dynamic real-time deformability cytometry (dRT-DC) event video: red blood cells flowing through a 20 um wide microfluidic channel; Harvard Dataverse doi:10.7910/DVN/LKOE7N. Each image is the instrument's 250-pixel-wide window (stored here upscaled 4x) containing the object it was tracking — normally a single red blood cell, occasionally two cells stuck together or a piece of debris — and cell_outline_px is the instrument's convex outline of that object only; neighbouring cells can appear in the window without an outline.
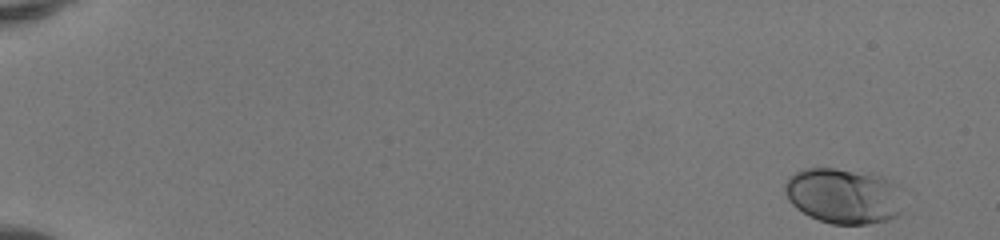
{"species": "human", "species_latin": "Homo sapiens", "temperature_condition": "room temperature", "stored_images_in_passage": 50, "camera_frame_rate_fps": 3000, "um_per_image_px": 0.085, "donor": {"sex": "female"}, "frame": {"image": 1, "passage_image": 1, "time_ms": 0.0, "image_size_px": [1000, 240], "cell_outline_px": [[904, 188], [900, 212], [896, 216], [888, 220], [868, 224], [832, 224], [808, 216], [796, 208], [788, 200], [784, 192], [784, 184], [788, 176], [804, 168], [836, 168], [884, 176], [900, 184]], "centroid_in_image_um": [71.74, 16.64], "position_along_channel_um": 13.3, "area_um2": 39.13}}
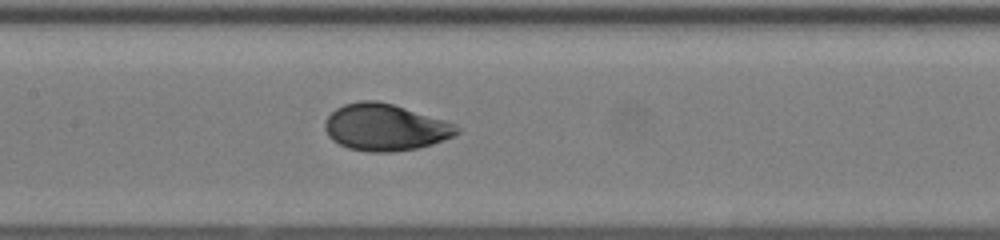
{"frame": {"image": 2, "passage_image": 26, "time_ms": 8.333, "image_size_px": [1000, 240], "cell_outline_px": [[460, 132], [456, 136], [432, 144], [416, 148], [392, 152], [368, 152], [348, 148], [332, 140], [328, 136], [324, 128], [324, 124], [328, 116], [336, 108], [344, 104], [360, 100], [376, 100], [392, 104], [444, 120], [456, 124], [460, 128]], "centroid_in_image_um": [32.74, 10.82], "position_along_channel_um": 174.7, "area_um2": 36.01}}
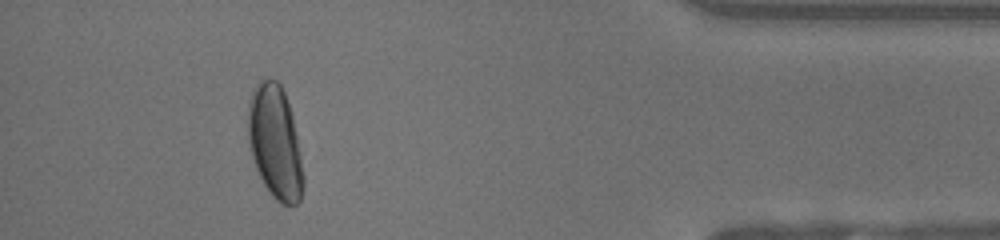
{"frame": {"image": 3, "passage_image": 46, "time_ms": 15.0, "image_size_px": [1000, 240], "cell_outline_px": [[304, 188], [300, 200], [296, 204], [280, 204], [272, 196], [264, 184], [256, 168], [252, 156], [248, 140], [248, 100], [252, 88], [264, 76], [276, 80], [280, 84], [284, 92], [292, 112], [304, 176]], "centroid_in_image_um": [23.37, 12.06], "position_along_channel_um": 411.8, "area_um2": 36.82}, "authors_computed_cell_mechanics": {"area_um2": 35.5759, "velocity_mm_per_s": 4.1432, "shape_relaxation_time_tau1_ms": 2.8557, "shape_relaxation_time_tau2_ms": null, "deformation_change_tau1": 0.1554, "deformation_change_tau2": null}}